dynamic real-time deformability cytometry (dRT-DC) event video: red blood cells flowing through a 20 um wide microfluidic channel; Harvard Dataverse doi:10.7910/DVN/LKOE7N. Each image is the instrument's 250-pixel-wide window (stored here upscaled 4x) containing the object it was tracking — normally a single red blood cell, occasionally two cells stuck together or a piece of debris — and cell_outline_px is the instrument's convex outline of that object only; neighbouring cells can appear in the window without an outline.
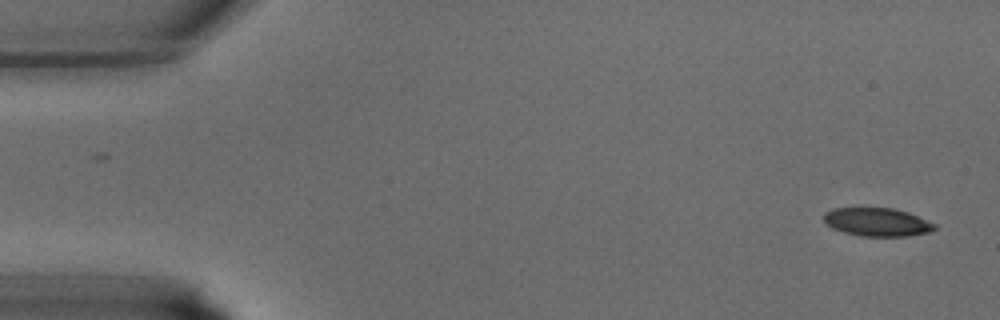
{"species": "common noctule bat (a hibernating species)", "species_latin": "Nyctalus noctula", "temperature_condition": "warm", "stored_images_in_passage": 40, "camera_frame_rate_fps": 3000, "um_per_image_px": 0.085, "animal": {"sex": "male", "body_mass_g": 15.6}, "frame": {"image": 1, "passage_image": 1, "time_ms": 0.0, "image_size_px": [1000, 320], "cell_outline_px": [[936, 228], [928, 232], [908, 236], [860, 236], [844, 232], [832, 228], [824, 220], [824, 212], [832, 208], [892, 208], [908, 212], [936, 224]], "centroid_in_image_um": [74.55, 18.87], "position_along_channel_um": 10.5, "area_um2": 18.21}}
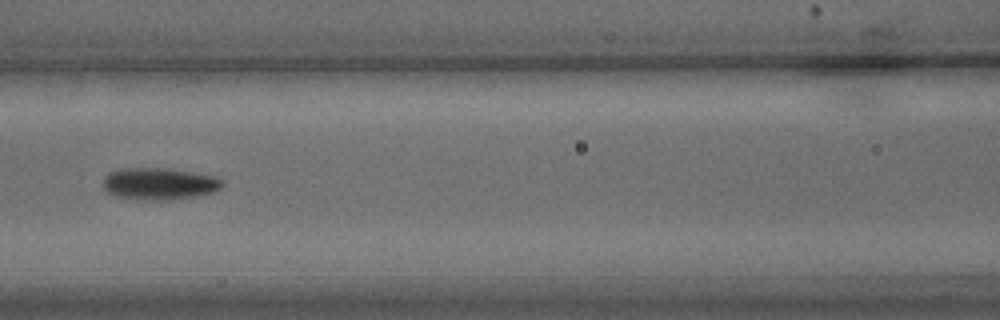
{"frame": {"image": 2, "passage_image": 17, "time_ms": 5.333, "image_size_px": [1000, 320], "cell_outline_px": [[224, 184], [220, 188], [212, 192], [196, 196], [168, 200], [136, 200], [116, 196], [108, 192], [104, 188], [104, 176], [108, 172], [120, 168], [168, 168], [216, 176], [224, 180]], "centroid_in_image_um": [13.53, 15.61], "position_along_channel_um": 153.1, "area_um2": 22.43}}
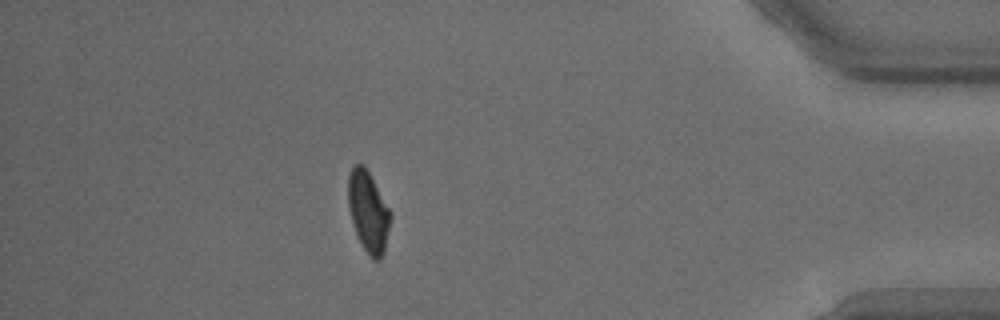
{"frame": {"image": 3, "passage_image": 35, "time_ms": 11.333, "image_size_px": [1000, 320], "cell_outline_px": [[392, 216], [384, 252], [380, 260], [372, 260], [368, 256], [356, 232], [352, 220], [348, 204], [348, 176], [352, 164], [364, 164], [392, 212]], "centroid_in_image_um": [31.32, 17.97], "position_along_channel_um": 403.9, "area_um2": 20.06}}